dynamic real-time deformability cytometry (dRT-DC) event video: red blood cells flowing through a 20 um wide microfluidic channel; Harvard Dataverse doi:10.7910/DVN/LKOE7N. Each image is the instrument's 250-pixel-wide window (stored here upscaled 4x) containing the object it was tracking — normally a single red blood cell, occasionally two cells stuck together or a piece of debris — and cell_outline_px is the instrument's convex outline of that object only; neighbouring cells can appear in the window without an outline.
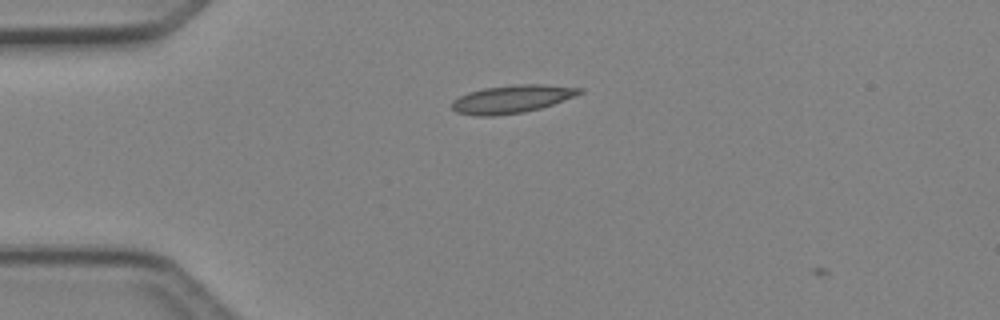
{"species": "Egyptian fruit bat (a non-hibernating species)", "species_latin": "Rousettus aegyptiacus", "temperature_condition": "cold", "stored_images_in_passage": 4, "camera_frame_rate_fps": 3000, "um_per_image_px": 0.085, "animal": {"sex": "female"}, "frame": {"image": 1, "passage_image": 3, "time_ms": 0.667, "image_size_px": [1000, 320], "cell_outline_px": [[584, 92], [576, 96], [540, 108], [524, 112], [496, 116], [476, 116], [456, 112], [452, 108], [452, 100], [468, 92], [484, 88], [516, 84], [544, 84], [584, 88]], "centroid_in_image_um": [43.53, 8.41], "position_along_channel_um": 41.5, "area_um2": 20.92}}